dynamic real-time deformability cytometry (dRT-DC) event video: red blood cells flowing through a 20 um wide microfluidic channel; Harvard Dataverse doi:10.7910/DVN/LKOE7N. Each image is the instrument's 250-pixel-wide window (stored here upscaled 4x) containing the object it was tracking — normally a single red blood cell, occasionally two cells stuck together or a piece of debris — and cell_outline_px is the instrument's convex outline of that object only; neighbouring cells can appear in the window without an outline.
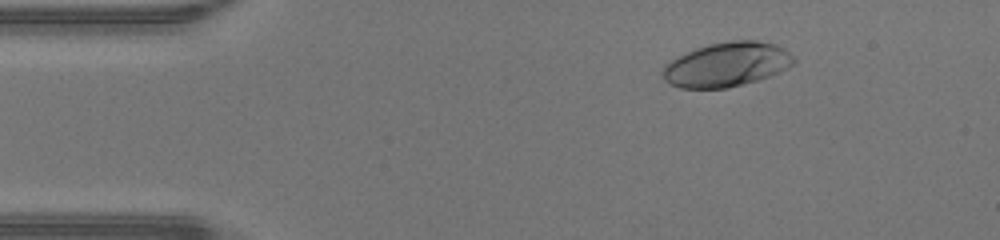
{"species": "human", "species_latin": "Homo sapiens", "temperature_condition": "warm", "stored_images_in_passage": 47, "camera_frame_rate_fps": 3000, "um_per_image_px": 0.085, "donor": {"sex": "male"}, "frame": {"image": 1, "passage_image": 7, "time_ms": 2.0, "image_size_px": [1000, 240], "cell_outline_px": [[796, 60], [788, 68], [768, 76], [756, 80], [728, 88], [680, 88], [672, 84], [660, 72], [664, 64], [696, 48], [708, 44], [732, 40], [756, 40], [776, 44], [784, 48]], "centroid_in_image_um": [61.78, 5.47], "position_along_channel_um": 23.2, "area_um2": 33.58}}
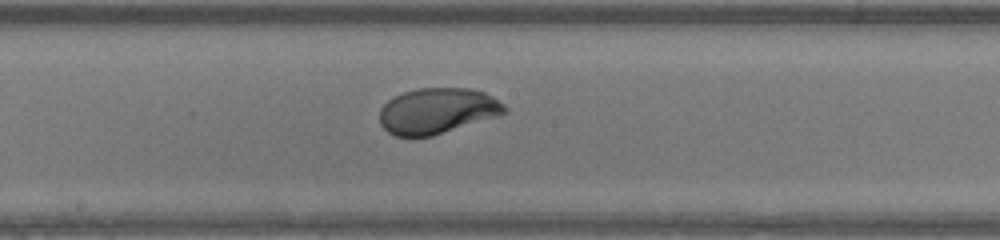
{"frame": {"image": 2, "passage_image": 25, "time_ms": 8.0, "image_size_px": [1000, 240], "cell_outline_px": [[508, 108], [504, 112], [496, 116], [432, 136], [396, 136], [388, 132], [380, 124], [380, 108], [392, 96], [416, 88], [472, 88], [484, 92], [492, 96], [504, 104]], "centroid_in_image_um": [37.14, 9.41], "position_along_channel_um": 211.1, "area_um2": 33.18}}
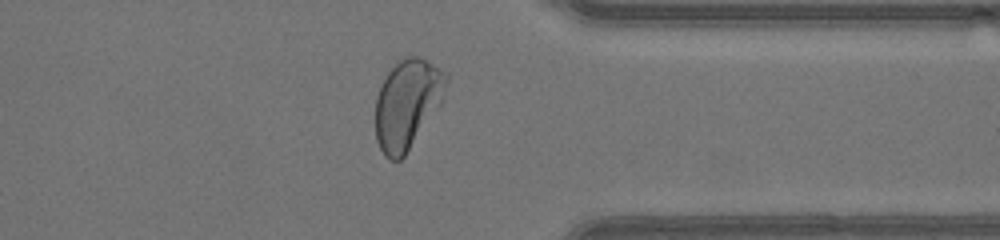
{"frame": {"image": 3, "passage_image": 37, "time_ms": 12.0, "image_size_px": [1000, 240], "cell_outline_px": [[448, 80], [444, 100], [404, 156], [400, 160], [392, 160], [384, 156], [376, 140], [376, 96], [388, 72], [396, 60], [408, 56], [420, 56], [448, 72]], "centroid_in_image_um": [34.65, 8.8], "position_along_channel_um": 376.7, "area_um2": 37.17}, "authors_computed_cell_mechanics": {"area_um2": 34.102, "velocity_mm_per_s": 4.3376, "shape_relaxation_time_tau1_ms": 2.0497, "shape_relaxation_time_tau2_ms": null, "deformation_change_tau1": 0.1436, "deformation_change_tau2": null}}